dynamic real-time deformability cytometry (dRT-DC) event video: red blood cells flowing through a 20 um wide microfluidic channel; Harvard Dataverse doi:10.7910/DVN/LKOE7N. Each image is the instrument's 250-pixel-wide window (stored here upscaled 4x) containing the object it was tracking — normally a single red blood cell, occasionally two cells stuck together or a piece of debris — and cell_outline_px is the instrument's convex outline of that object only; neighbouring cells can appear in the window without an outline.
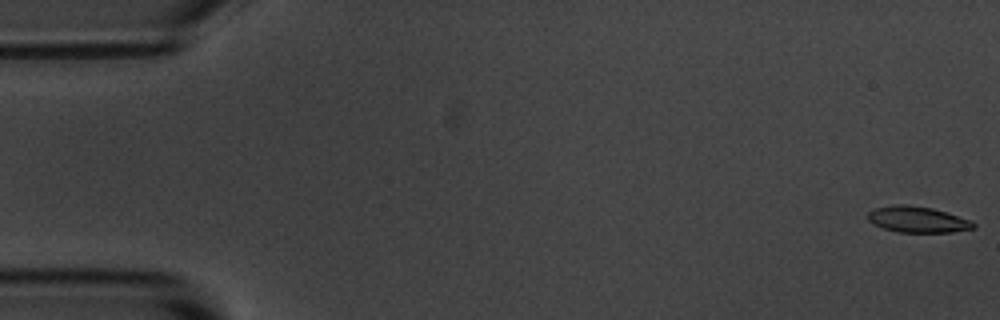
{"species": "common noctule bat (a hibernating species)", "species_latin": "Nyctalus noctula", "temperature_condition": "room temperature", "stored_images_in_passage": 5, "camera_frame_rate_fps": 3000, "um_per_image_px": 0.085, "animal": {"sex": "male", "body_mass_g": 20.1, "forearm_length_mm": 53.5}, "frame": {"image": 1, "passage_image": 1, "time_ms": 0.0, "image_size_px": [1000, 320], "cell_outline_px": [[976, 228], [952, 232], [896, 232], [884, 228], [868, 220], [868, 212], [876, 208], [892, 204], [904, 204], [932, 208], [972, 220], [976, 224]], "centroid_in_image_um": [78.02, 18.65], "position_along_channel_um": 7.0, "area_um2": 16.01}}
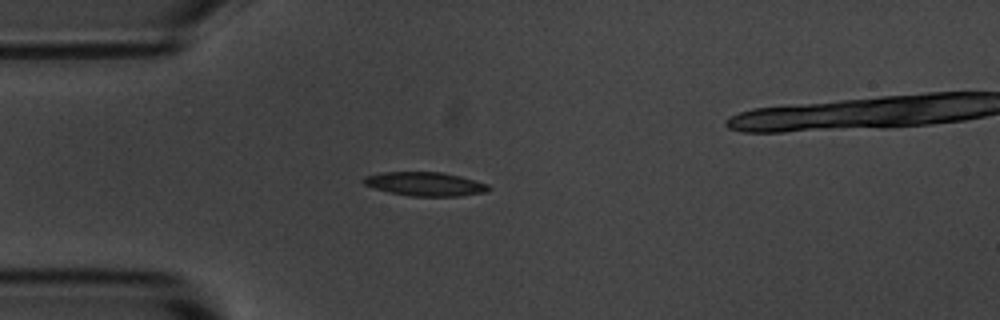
{"frame": {"image": 2, "passage_image": 5, "time_ms": 4.667, "image_size_px": [1000, 320], "cell_outline_px": [[492, 188], [484, 192], [460, 196], [412, 196], [388, 192], [364, 184], [360, 180], [364, 176], [380, 172], [444, 172], [460, 176], [488, 184]], "centroid_in_image_um": [36.11, 15.63], "position_along_channel_um": 48.9, "area_um2": 17.4}}